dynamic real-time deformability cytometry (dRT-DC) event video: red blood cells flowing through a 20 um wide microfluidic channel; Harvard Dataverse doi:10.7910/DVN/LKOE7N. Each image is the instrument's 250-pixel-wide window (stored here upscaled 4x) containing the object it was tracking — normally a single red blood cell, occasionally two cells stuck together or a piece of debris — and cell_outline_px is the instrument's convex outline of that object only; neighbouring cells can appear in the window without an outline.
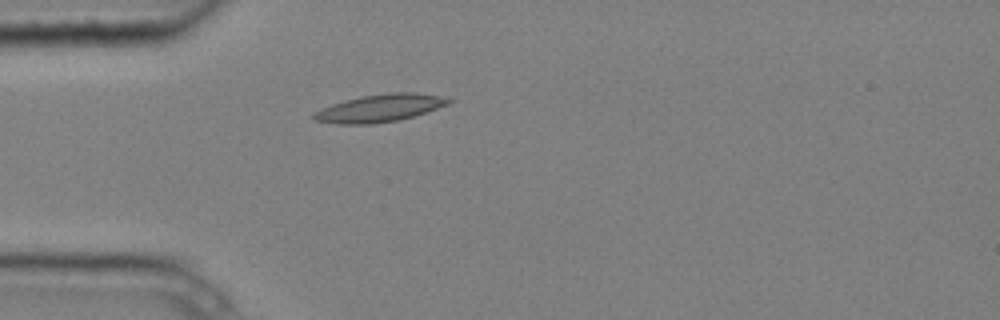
{"species": "common noctule bat (a hibernating species)", "species_latin": "Nyctalus noctula", "temperature_condition": "cold", "stored_images_in_passage": 4, "camera_frame_rate_fps": 3000, "um_per_image_px": 0.085, "animal": {"sex": "male", "body_mass_g": 20.4}, "frame": {"image": 1, "passage_image": 4, "time_ms": 1.0, "image_size_px": [1000, 320], "cell_outline_px": [[456, 100], [448, 104], [400, 120], [372, 124], [336, 124], [312, 120], [312, 112], [332, 104], [344, 100], [360, 96], [388, 92], [416, 92], [448, 96]], "centroid_in_image_um": [32.29, 9.17], "position_along_channel_um": 52.7, "area_um2": 22.02}}